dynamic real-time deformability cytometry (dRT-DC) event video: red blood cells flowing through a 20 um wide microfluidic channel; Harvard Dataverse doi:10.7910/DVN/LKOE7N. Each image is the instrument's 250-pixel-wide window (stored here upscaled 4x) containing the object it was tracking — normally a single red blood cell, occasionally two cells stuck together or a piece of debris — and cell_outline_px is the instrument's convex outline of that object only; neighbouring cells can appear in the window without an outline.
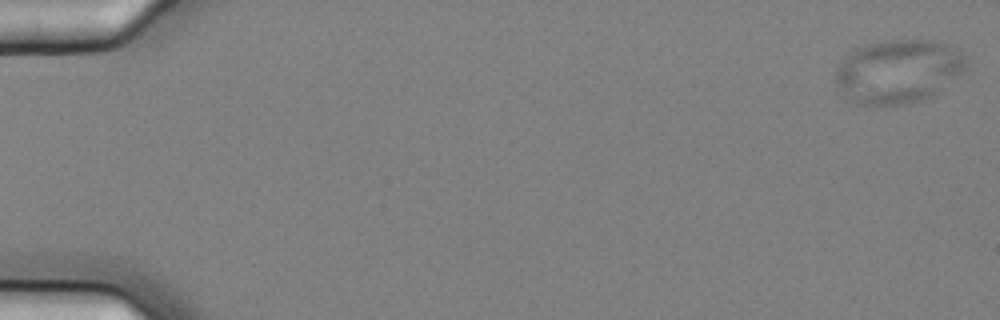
{"species": "common noctule bat (a hibernating species)", "species_latin": "Nyctalus noctula", "temperature_condition": "cold", "stored_images_in_passage": 6, "segment_of_instrument_passage": [1, 2], "camera_frame_rate_fps": 3000, "um_per_image_px": 0.085, "animal": {"sex": "female", "body_mass_g": 25.1}, "frame": {"image": 1, "passage_image": 1, "time_ms": 0.0, "image_size_px": [1000, 320], "cell_outline_px": [[972, 68], [960, 76], [928, 96], [908, 104], [856, 104], [848, 100], [836, 84], [836, 68], [840, 60], [852, 48], [884, 40], [932, 40], [948, 44], [960, 52], [964, 56]], "centroid_in_image_um": [76.35, 6.03], "position_along_channel_um": 8.7, "area_um2": 48.78}}